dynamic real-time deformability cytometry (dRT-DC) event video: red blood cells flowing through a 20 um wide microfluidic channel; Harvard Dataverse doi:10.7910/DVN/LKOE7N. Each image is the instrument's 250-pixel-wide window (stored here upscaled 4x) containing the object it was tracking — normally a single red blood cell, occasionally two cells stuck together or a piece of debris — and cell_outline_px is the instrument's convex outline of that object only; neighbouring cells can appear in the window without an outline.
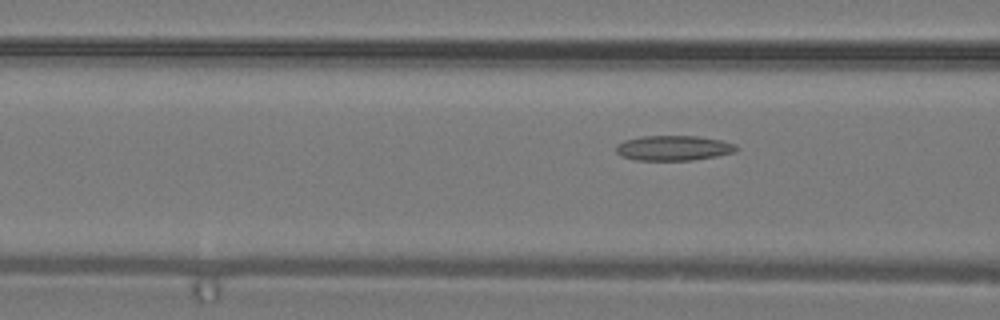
{"species": "common noctule bat (a hibernating species)", "species_latin": "Nyctalus noctula", "temperature_condition": "warm", "stored_images_in_passage": 3, "camera_frame_rate_fps": 3000, "um_per_image_px": 0.085, "animal": {"sex": "male", "body_mass_g": 19.2, "forearm_length_mm": 51.8}, "frame": {"image": 1, "passage_image": 3, "time_ms": 0.667, "image_size_px": [1000, 320], "cell_outline_px": [[740, 148], [736, 152], [716, 156], [692, 160], [636, 160], [620, 156], [616, 152], [616, 144], [624, 140], [640, 136], [696, 136], [720, 140], [736, 144]], "centroid_in_image_um": [57.24, 12.58], "position_along_channel_um": 109.4, "area_um2": 17.69}}